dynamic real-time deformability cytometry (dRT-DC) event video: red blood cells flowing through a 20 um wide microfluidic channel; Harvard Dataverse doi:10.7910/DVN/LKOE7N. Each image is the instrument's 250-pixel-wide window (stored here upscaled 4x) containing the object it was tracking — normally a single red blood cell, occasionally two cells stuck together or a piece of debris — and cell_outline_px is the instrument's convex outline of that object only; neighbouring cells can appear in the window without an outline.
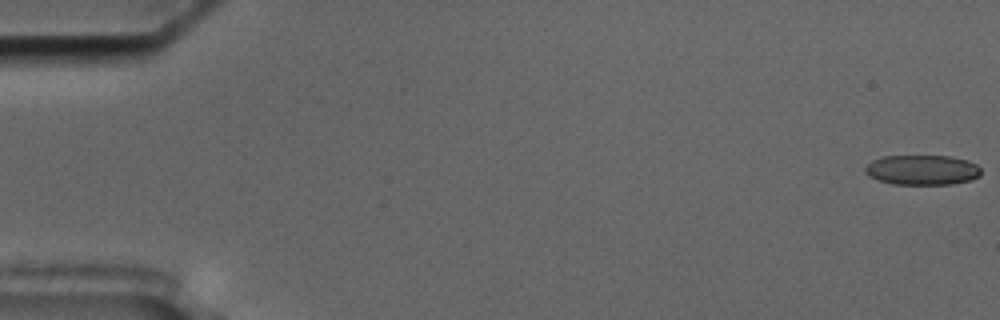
{"species": "common noctule bat (a hibernating species)", "species_latin": "Nyctalus noctula", "temperature_condition": "cold", "stored_images_in_passage": 56, "camera_frame_rate_fps": 3000, "um_per_image_px": 0.085, "animal": {"sex": "male", "body_mass_g": 17.5, "forearm_length_mm": 52.3}, "frame": {"image": 1, "passage_image": 1, "time_ms": 0.0, "image_size_px": [1000, 320], "cell_outline_px": [[980, 176], [972, 180], [952, 184], [892, 184], [868, 176], [864, 172], [864, 168], [872, 160], [884, 156], [952, 156], [968, 160], [976, 164], [980, 168]], "centroid_in_image_um": [78.4, 14.44], "position_along_channel_um": 6.6, "area_um2": 20.35}}
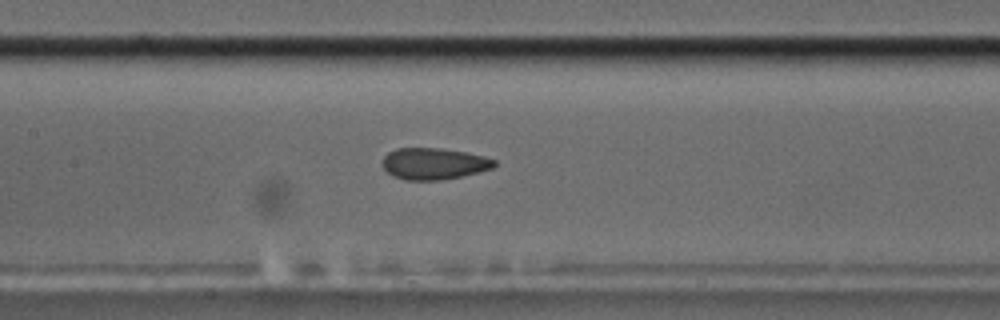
{"frame": {"image": 2, "passage_image": 27, "time_ms": 8.667, "image_size_px": [1000, 320], "cell_outline_px": [[496, 164], [492, 168], [460, 176], [440, 180], [404, 180], [392, 176], [384, 168], [384, 156], [388, 152], [396, 148], [444, 148], [484, 156], [496, 160]], "centroid_in_image_um": [36.86, 13.9], "position_along_channel_um": 170.5, "area_um2": 20.4}}
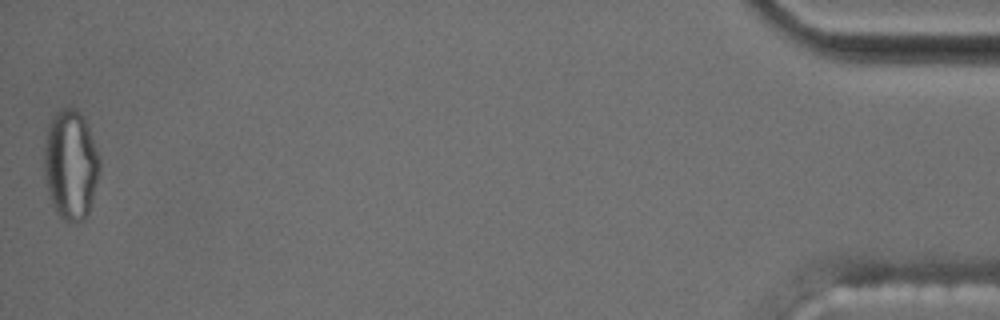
{"frame": {"image": 3, "passage_image": 56, "time_ms": 18.333, "image_size_px": [1000, 320], "cell_outline_px": [[100, 168], [88, 212], [84, 220], [64, 220], [56, 212], [48, 188], [44, 172], [44, 148], [48, 124], [52, 116], [56, 112], [64, 108], [76, 108], [84, 116], [100, 160]], "centroid_in_image_um": [6.0, 13.94], "position_along_channel_um": 429.2, "area_um2": 34.91}, "authors_computed_cell_mechanics": {"area_um2": 21.097, "velocity_mm_per_s": 3.6282, "shape_relaxation_time_tau1_ms": null, "shape_relaxation_time_tau2_ms": 1.9478, "deformation_change_tau1": null, "deformation_change_tau2": 0.0946}}